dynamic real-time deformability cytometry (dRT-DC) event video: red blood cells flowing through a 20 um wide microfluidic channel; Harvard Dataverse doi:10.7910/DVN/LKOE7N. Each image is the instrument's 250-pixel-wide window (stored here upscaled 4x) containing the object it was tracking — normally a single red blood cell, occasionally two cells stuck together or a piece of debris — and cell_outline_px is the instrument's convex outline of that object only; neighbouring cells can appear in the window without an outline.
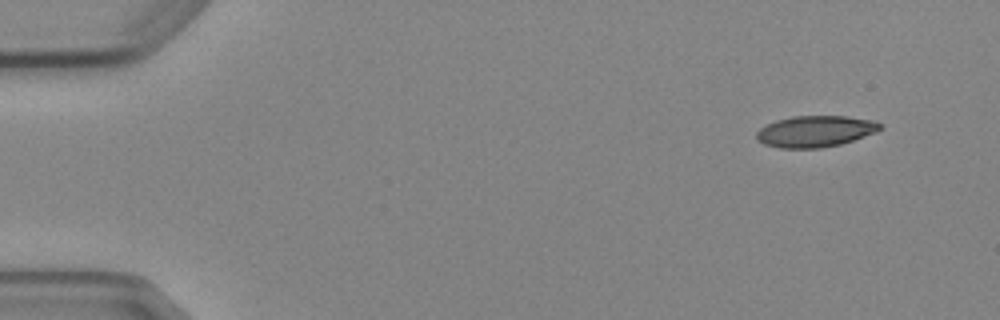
{"species": "Egyptian fruit bat (a non-hibernating species)", "species_latin": "Rousettus aegyptiacus", "temperature_condition": "cold", "stored_images_in_passage": 4, "camera_frame_rate_fps": 3000, "um_per_image_px": 0.085, "animal": {"sex": "female"}, "frame": {"image": 1, "passage_image": 1, "time_ms": 0.0, "image_size_px": [1000, 320], "cell_outline_px": [[880, 128], [876, 132], [840, 144], [820, 148], [780, 148], [764, 144], [756, 140], [756, 132], [760, 128], [776, 120], [792, 116], [848, 116], [872, 120], [880, 124]], "centroid_in_image_um": [69.25, 11.16], "position_along_channel_um": 15.7, "area_um2": 22.43}}
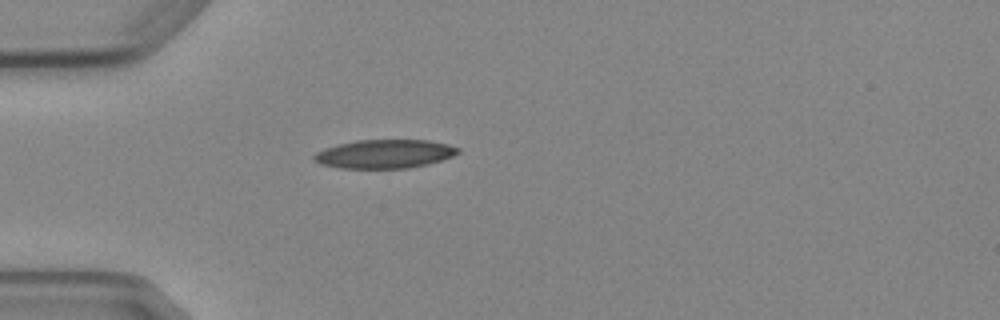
{"frame": {"image": 2, "passage_image": 4, "time_ms": 3.667, "image_size_px": [1000, 320], "cell_outline_px": [[460, 152], [452, 156], [428, 164], [408, 168], [340, 168], [320, 164], [312, 160], [312, 156], [316, 152], [324, 148], [356, 140], [428, 140], [448, 144], [460, 148]], "centroid_in_image_um": [32.67, 13.08], "position_along_channel_um": 52.3, "area_um2": 24.1}}